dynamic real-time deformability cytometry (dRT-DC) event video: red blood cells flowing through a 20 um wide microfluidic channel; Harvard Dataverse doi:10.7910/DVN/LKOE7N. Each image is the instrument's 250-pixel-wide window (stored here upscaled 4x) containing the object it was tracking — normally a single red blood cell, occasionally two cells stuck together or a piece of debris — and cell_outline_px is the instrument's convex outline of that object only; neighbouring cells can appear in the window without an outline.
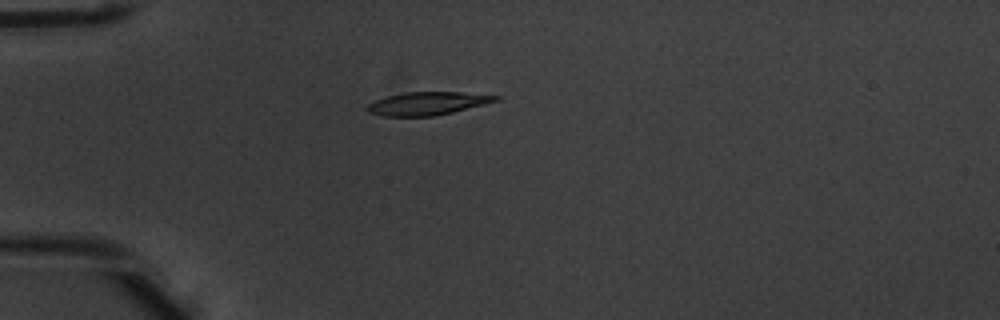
{"species": "common noctule bat (a hibernating species)", "species_latin": "Nyctalus noctula", "temperature_condition": "warm", "stored_images_in_passage": 3, "camera_frame_rate_fps": 3000, "um_per_image_px": 0.085, "animal": {"sex": "male", "body_mass_g": 20.1, "forearm_length_mm": 53.5}, "frame": {"image": 1, "passage_image": 3, "time_ms": 0.667, "image_size_px": [1000, 320], "cell_outline_px": [[500, 100], [452, 112], [432, 116], [384, 116], [368, 112], [364, 108], [368, 104], [376, 100], [388, 96], [404, 92], [460, 92], [500, 96]], "centroid_in_image_um": [36.31, 8.79], "position_along_channel_um": 48.7, "area_um2": 17.11}}